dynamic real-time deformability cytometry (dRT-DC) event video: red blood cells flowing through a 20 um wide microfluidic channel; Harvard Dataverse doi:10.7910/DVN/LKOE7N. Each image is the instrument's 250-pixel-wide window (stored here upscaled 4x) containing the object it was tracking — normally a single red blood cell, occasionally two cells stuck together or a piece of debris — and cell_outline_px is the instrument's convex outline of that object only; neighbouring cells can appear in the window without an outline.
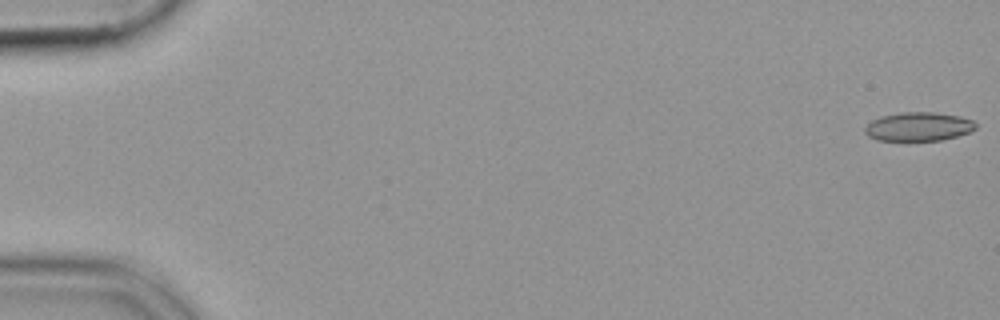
{"species": "common noctule bat (a hibernating species)", "species_latin": "Nyctalus noctula", "temperature_condition": "cold", "stored_images_in_passage": 54, "camera_frame_rate_fps": 3000, "um_per_image_px": 0.085, "animal": {"sex": "female", "body_mass_g": 19.9}, "frame": {"image": 1, "passage_image": 1, "time_ms": 0.0, "image_size_px": [1000, 320], "cell_outline_px": [[976, 128], [968, 132], [956, 136], [940, 140], [876, 140], [868, 136], [864, 132], [864, 128], [872, 120], [880, 116], [900, 112], [936, 112], [960, 116], [972, 120], [976, 124]], "centroid_in_image_um": [78.04, 10.75], "position_along_channel_um": 7.0, "area_um2": 18.55}}
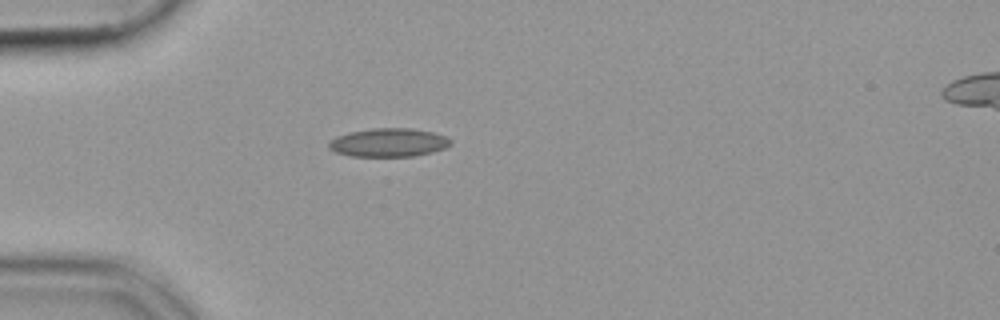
{"frame": {"image": 2, "passage_image": 16, "time_ms": 5.0, "image_size_px": [1000, 320], "cell_outline_px": [[452, 144], [444, 148], [432, 152], [412, 156], [352, 156], [336, 152], [328, 148], [328, 144], [336, 136], [348, 132], [372, 128], [412, 128], [432, 132], [448, 136], [452, 140]], "centroid_in_image_um": [33.05, 12.1], "position_along_channel_um": 51.9, "area_um2": 20.29}}
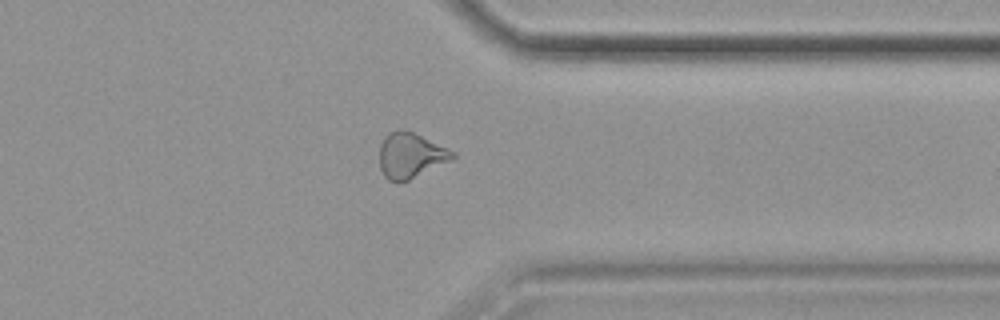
{"frame": {"image": 3, "passage_image": 43, "time_ms": 14.0, "image_size_px": [1000, 320], "cell_outline_px": [[456, 156], [452, 160], [408, 180], [388, 180], [384, 176], [380, 168], [380, 144], [384, 136], [388, 132], [400, 128], [404, 128], [448, 148], [456, 152]], "centroid_in_image_um": [34.9, 13.17], "position_along_channel_um": 376.5, "area_um2": 19.31}}